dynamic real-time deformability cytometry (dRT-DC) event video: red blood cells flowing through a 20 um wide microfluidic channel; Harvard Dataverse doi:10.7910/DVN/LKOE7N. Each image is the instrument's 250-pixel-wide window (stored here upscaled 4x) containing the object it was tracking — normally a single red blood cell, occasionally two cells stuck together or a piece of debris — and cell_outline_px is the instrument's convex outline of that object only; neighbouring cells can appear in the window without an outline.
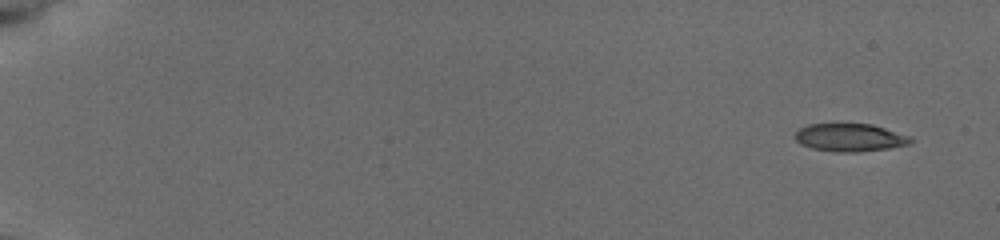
{"species": "common noctule bat (a hibernating species)", "species_latin": "Nyctalus noctula", "temperature_condition": "cold", "stored_images_in_passage": 54, "camera_frame_rate_fps": 3000, "um_per_image_px": 0.085, "animal": {"sex": "female", "body_mass_g": 19.5, "forearm_length_mm": 54.1}, "frame": {"image": 1, "passage_image": 1, "time_ms": 0.0, "image_size_px": [1000, 240], "cell_outline_px": [[912, 140], [908, 144], [888, 148], [860, 152], [836, 152], [812, 148], [800, 144], [796, 140], [796, 132], [800, 128], [808, 124], [872, 124], [912, 136]], "centroid_in_image_um": [72.26, 11.69], "position_along_channel_um": 12.7, "area_um2": 18.73}}
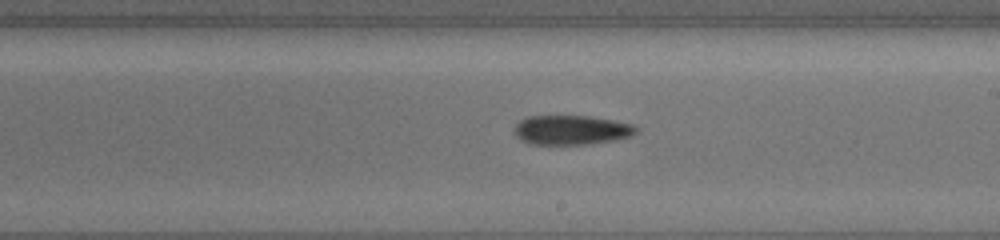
{"frame": {"image": 2, "passage_image": 33, "time_ms": 10.667, "image_size_px": [1000, 240], "cell_outline_px": [[636, 132], [632, 136], [616, 140], [588, 144], [532, 144], [516, 136], [512, 132], [516, 124], [520, 120], [528, 116], [588, 116], [612, 120], [632, 124], [636, 128]], "centroid_in_image_um": [48.55, 11.05], "position_along_channel_um": 240.4, "area_um2": 20.81}}
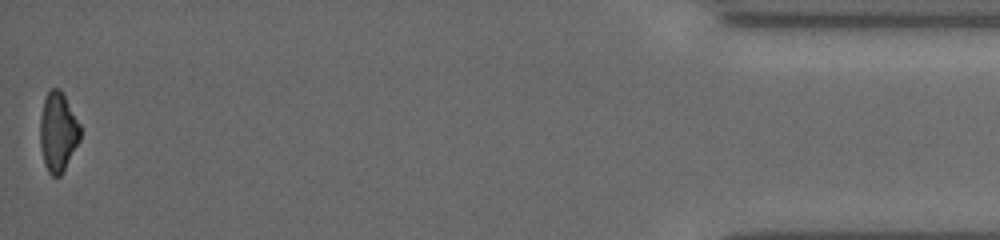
{"frame": {"image": 3, "passage_image": 54, "time_ms": 17.667, "image_size_px": [1000, 240], "cell_outline_px": [[80, 140], [60, 176], [52, 176], [48, 172], [44, 164], [40, 144], [40, 116], [44, 100], [48, 92], [52, 88], [60, 88], [80, 124]], "centroid_in_image_um": [4.92, 11.21], "position_along_channel_um": 430.3, "area_um2": 18.44}}